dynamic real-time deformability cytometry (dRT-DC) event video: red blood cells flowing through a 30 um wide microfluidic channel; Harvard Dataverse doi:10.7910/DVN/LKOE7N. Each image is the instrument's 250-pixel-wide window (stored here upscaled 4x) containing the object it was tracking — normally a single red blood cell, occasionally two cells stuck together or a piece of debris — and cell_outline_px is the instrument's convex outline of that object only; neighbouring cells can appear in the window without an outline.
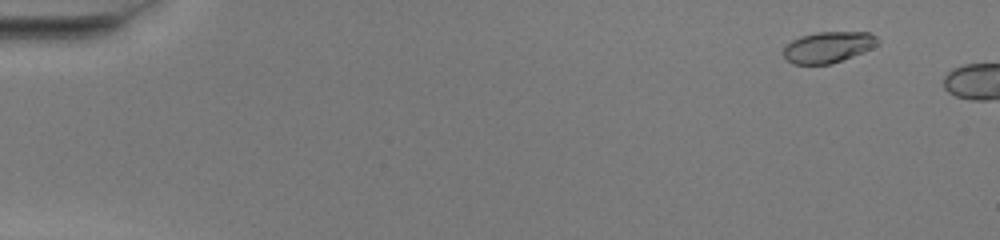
{"species": "common noctule bat (a hibernating species)", "species_latin": "Nyctalus noctula", "temperature_condition": "warm", "stored_images_in_passage": 8, "camera_frame_rate_fps": 3000, "um_per_image_px": 0.085, "animal": {"sex": "female", "body_mass_g": 20.0, "forearm_length_mm": 54.0}, "frame": {"image": 1, "passage_image": 5, "time_ms": 1.333, "image_size_px": [1000, 240], "cell_outline_px": [[880, 44], [864, 52], [832, 64], [792, 64], [784, 56], [784, 48], [792, 40], [800, 36], [816, 32], [868, 32], [876, 36], [880, 40]], "centroid_in_image_um": [70.44, 4.0], "position_along_channel_um": 14.6, "area_um2": 17.17}}